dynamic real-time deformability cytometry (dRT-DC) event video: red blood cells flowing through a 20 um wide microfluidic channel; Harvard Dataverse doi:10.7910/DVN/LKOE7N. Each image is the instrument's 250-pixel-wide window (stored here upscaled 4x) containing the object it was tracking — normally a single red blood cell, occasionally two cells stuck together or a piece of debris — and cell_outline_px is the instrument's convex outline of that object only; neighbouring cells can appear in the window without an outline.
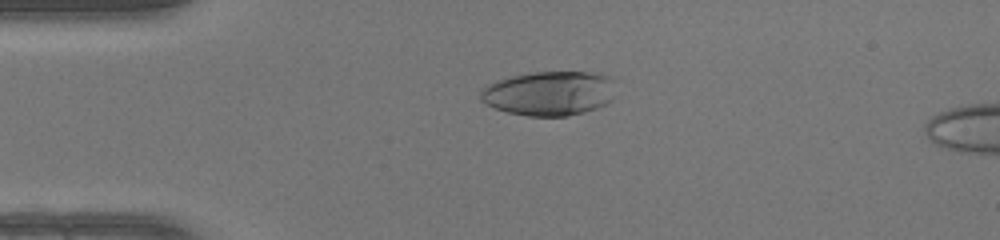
{"species": "human", "species_latin": "Homo sapiens", "temperature_condition": "warm", "stored_images_in_passage": 48, "camera_frame_rate_fps": 3000, "um_per_image_px": 0.085, "donor": {"sex": "female"}, "frame": {"image": 1, "passage_image": 11, "time_ms": 3.333, "image_size_px": [1000, 240], "cell_outline_px": [[612, 100], [596, 108], [584, 112], [568, 116], [528, 116], [508, 112], [496, 108], [480, 100], [480, 92], [488, 84], [496, 80], [512, 76], [532, 72], [588, 72], [608, 76], [612, 80]], "centroid_in_image_um": [46.66, 7.93], "position_along_channel_um": 38.3, "area_um2": 34.68}}
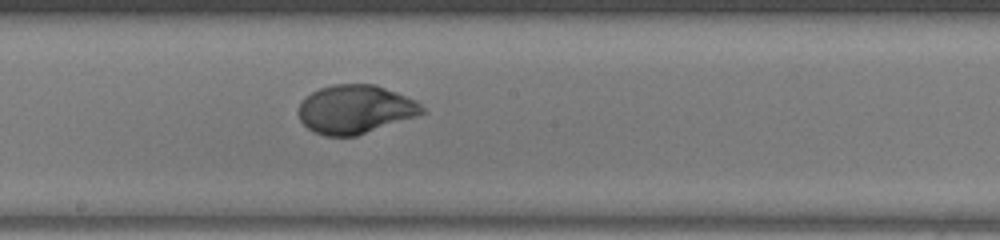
{"frame": {"image": 2, "passage_image": 26, "time_ms": 8.333, "image_size_px": [1000, 240], "cell_outline_px": [[428, 112], [356, 136], [324, 136], [308, 128], [300, 120], [296, 112], [300, 104], [312, 92], [320, 88], [332, 84], [376, 84], [416, 100]], "centroid_in_image_um": [30.2, 9.29], "position_along_channel_um": 218.0, "area_um2": 34.97}}
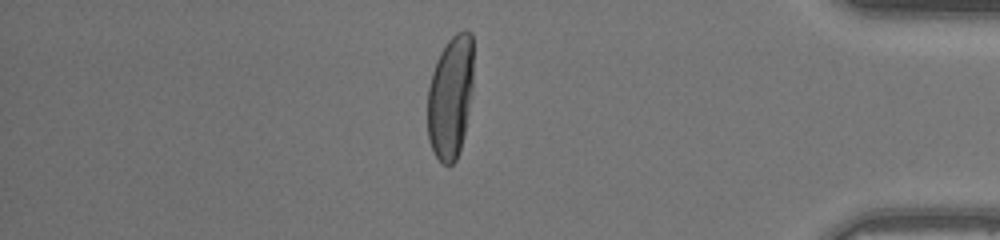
{"frame": {"image": 3, "passage_image": 41, "time_ms": 13.333, "image_size_px": [1000, 240], "cell_outline_px": [[472, 92], [464, 136], [456, 160], [448, 168], [436, 156], [428, 140], [428, 84], [436, 60], [440, 52], [448, 40], [456, 32], [464, 28], [472, 32]], "centroid_in_image_um": [38.29, 8.23], "position_along_channel_um": 396.9, "area_um2": 33.23}, "authors_computed_cell_mechanics": {"area_um2": 35.0846, "velocity_mm_per_s": 4.283, "shape_relaxation_time_tau1_ms": 4.6914, "shape_relaxation_time_tau2_ms": null, "deformation_change_tau1": 0.2766, "deformation_change_tau2": null}}